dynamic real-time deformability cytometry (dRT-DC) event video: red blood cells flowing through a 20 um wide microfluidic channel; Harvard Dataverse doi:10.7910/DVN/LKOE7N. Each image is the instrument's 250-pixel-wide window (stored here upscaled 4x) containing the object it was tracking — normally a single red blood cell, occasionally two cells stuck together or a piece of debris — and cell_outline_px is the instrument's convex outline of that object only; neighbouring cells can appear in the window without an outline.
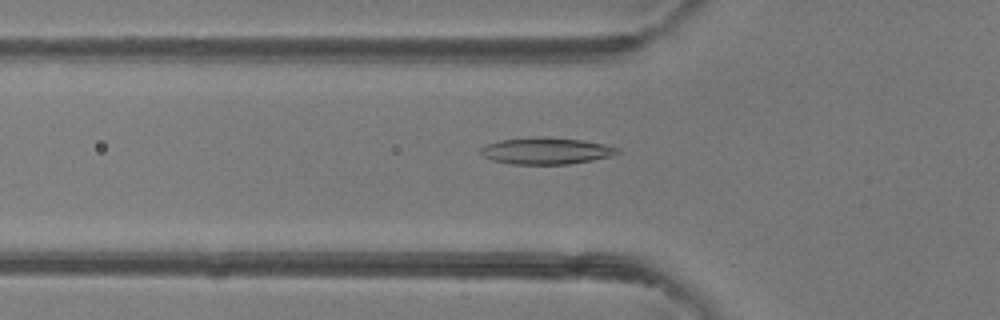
{"species": "common noctule bat (a hibernating species)", "species_latin": "Nyctalus noctula", "temperature_condition": "room temperature", "stored_images_in_passage": 46, "camera_frame_rate_fps": 3000, "um_per_image_px": 0.085, "animal": {"sex": "female"}, "frame": {"image": 1, "passage_image": 14, "time_ms": 4.333, "image_size_px": [1000, 320], "cell_outline_px": [[620, 152], [612, 156], [592, 160], [568, 164], [512, 164], [492, 160], [484, 156], [480, 152], [480, 148], [484, 144], [500, 140], [536, 136], [580, 140], [604, 144], [620, 148]], "centroid_in_image_um": [46.4, 12.82], "position_along_channel_um": 79.4, "area_um2": 21.27}}
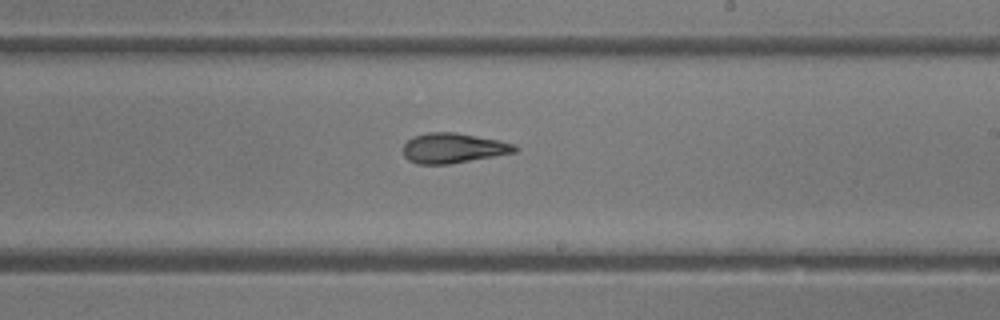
{"frame": {"image": 2, "passage_image": 26, "time_ms": 8.333, "image_size_px": [1000, 320], "cell_outline_px": [[520, 148], [516, 152], [448, 164], [416, 164], [408, 160], [404, 156], [404, 144], [408, 140], [416, 136], [428, 132], [456, 132], [500, 140], [512, 144]], "centroid_in_image_um": [38.52, 12.58], "position_along_channel_um": 250.5, "area_um2": 19.42}}
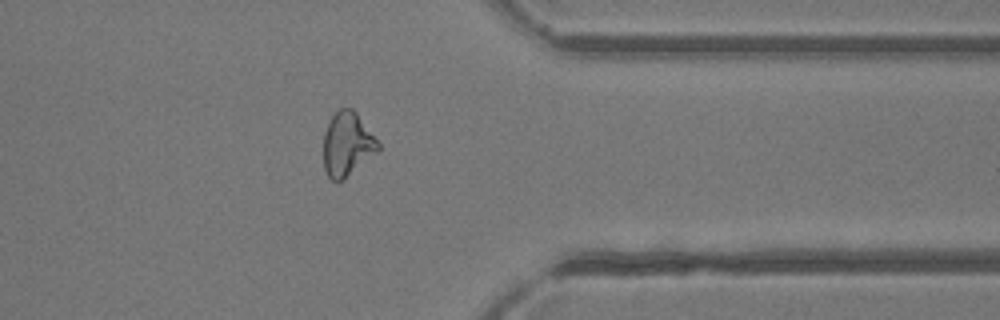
{"frame": {"image": 3, "passage_image": 36, "time_ms": 11.667, "image_size_px": [1000, 320], "cell_outline_px": [[380, 148], [376, 152], [344, 180], [336, 184], [328, 176], [324, 168], [324, 132], [332, 116], [340, 108], [352, 108], [356, 112], [380, 144]], "centroid_in_image_um": [29.5, 12.28], "position_along_channel_um": 381.9, "area_um2": 20.23}, "authors_computed_cell_mechanics": {"area_um2": 20.6924, "velocity_mm_per_s": 4.256, "shape_relaxation_time_tau1_ms": 5.414, "shape_relaxation_time_tau2_ms": 2.413, "deformation_change_tau1": 0.1551, "deformation_change_tau2": 0.1076}}